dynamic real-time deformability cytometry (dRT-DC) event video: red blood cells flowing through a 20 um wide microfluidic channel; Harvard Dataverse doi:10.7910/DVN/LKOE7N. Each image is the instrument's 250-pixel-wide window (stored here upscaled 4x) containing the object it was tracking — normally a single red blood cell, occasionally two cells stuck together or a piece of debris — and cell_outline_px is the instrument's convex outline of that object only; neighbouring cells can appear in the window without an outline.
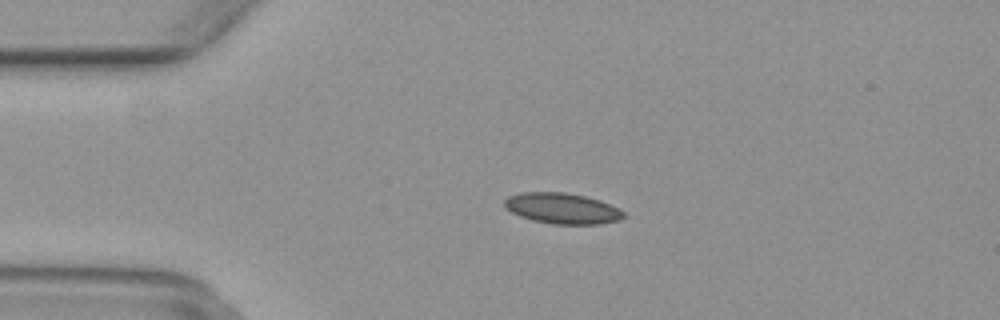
{"species": "common noctule bat (a hibernating species)", "species_latin": "Nyctalus noctula", "temperature_condition": "warm", "stored_images_in_passage": 44, "camera_frame_rate_fps": 3000, "um_per_image_px": 0.085, "animal": {"sex": "female", "body_mass_g": 29.2, "forearm_length_mm": 56.3}, "frame": {"image": 1, "passage_image": 5, "time_ms": 1.333, "image_size_px": [1000, 320], "cell_outline_px": [[624, 216], [620, 220], [600, 224], [552, 224], [532, 220], [520, 216], [504, 208], [504, 200], [508, 196], [520, 192], [564, 192], [584, 196], [600, 200], [620, 208], [624, 212]], "centroid_in_image_um": [47.78, 17.71], "position_along_channel_um": 37.2, "area_um2": 21.5}}
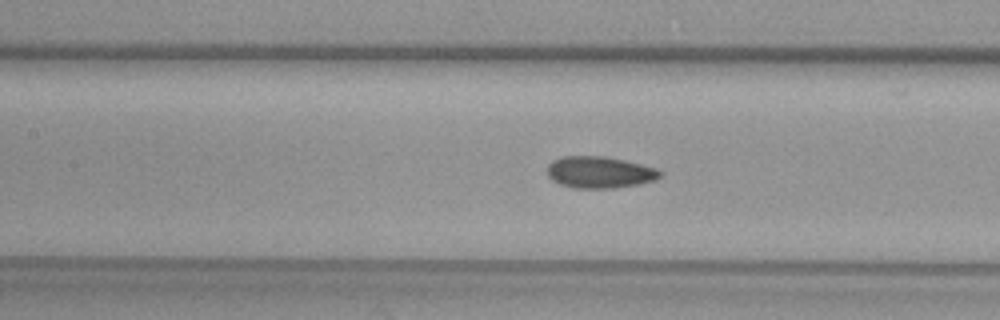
{"frame": {"image": 2, "passage_image": 16, "time_ms": 5.0, "image_size_px": [1000, 320], "cell_outline_px": [[664, 176], [656, 180], [640, 184], [612, 188], [572, 188], [560, 184], [552, 180], [548, 176], [548, 164], [552, 160], [560, 156], [604, 156], [624, 160], [656, 168], [664, 172]], "centroid_in_image_um": [50.99, 14.64], "position_along_channel_um": 156.4, "area_um2": 21.1}}
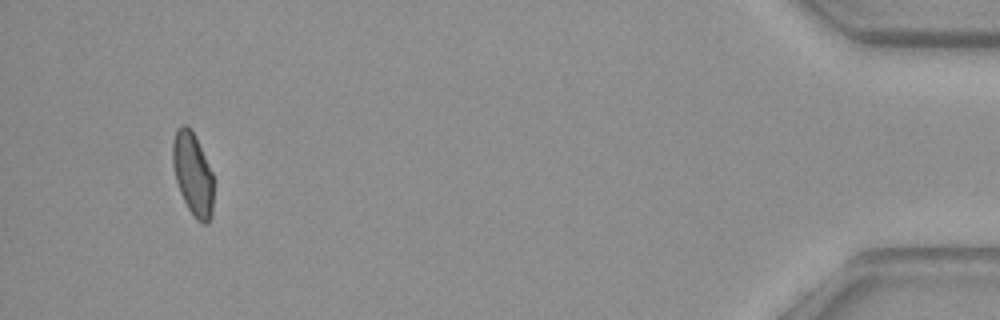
{"frame": {"image": 3, "passage_image": 41, "time_ms": 13.333, "image_size_px": [1000, 320], "cell_outline_px": [[212, 216], [208, 224], [204, 224], [196, 220], [188, 208], [180, 192], [176, 180], [172, 164], [172, 144], [176, 128], [180, 124], [188, 124], [212, 172]], "centroid_in_image_um": [16.36, 14.79], "position_along_channel_um": 418.8, "area_um2": 19.54}}